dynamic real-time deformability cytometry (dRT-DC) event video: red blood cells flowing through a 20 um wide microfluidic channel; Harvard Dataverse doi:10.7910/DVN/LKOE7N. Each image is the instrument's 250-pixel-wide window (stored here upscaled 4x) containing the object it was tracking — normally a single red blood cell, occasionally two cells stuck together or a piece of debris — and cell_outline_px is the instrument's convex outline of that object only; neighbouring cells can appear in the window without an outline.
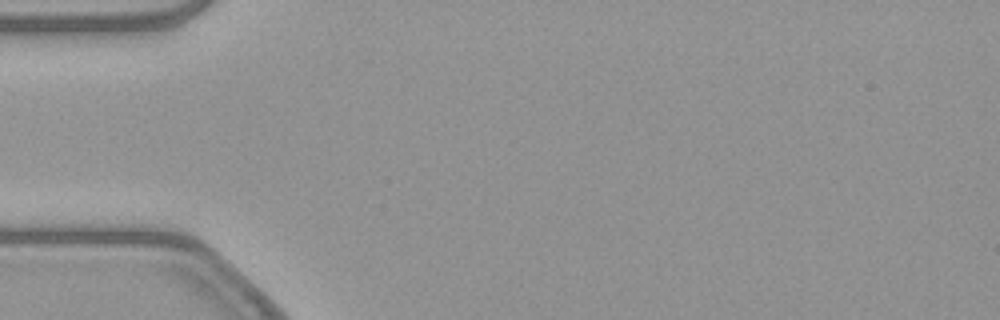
{"species": "common noctule bat (a hibernating species)", "species_latin": "Nyctalus noctula", "temperature_condition": "warm", "stored_images_in_passage": 3, "camera_frame_rate_fps": 3000, "um_per_image_px": 0.085, "animal": {"sex": "female", "body_mass_g": 21.9}, "frame": {"image": 1, "passage_image": 1, "time_ms": 0.0, "image_size_px": [1000, 320], "cell_outline_px": [[204, 280], [20, 260], [20, 256], [40, 256], [172, 260], [188, 264]], "centroid_in_image_um": [10.55, 22.55], "position_along_channel_um": 74.5, "area_um2": 14.16}}